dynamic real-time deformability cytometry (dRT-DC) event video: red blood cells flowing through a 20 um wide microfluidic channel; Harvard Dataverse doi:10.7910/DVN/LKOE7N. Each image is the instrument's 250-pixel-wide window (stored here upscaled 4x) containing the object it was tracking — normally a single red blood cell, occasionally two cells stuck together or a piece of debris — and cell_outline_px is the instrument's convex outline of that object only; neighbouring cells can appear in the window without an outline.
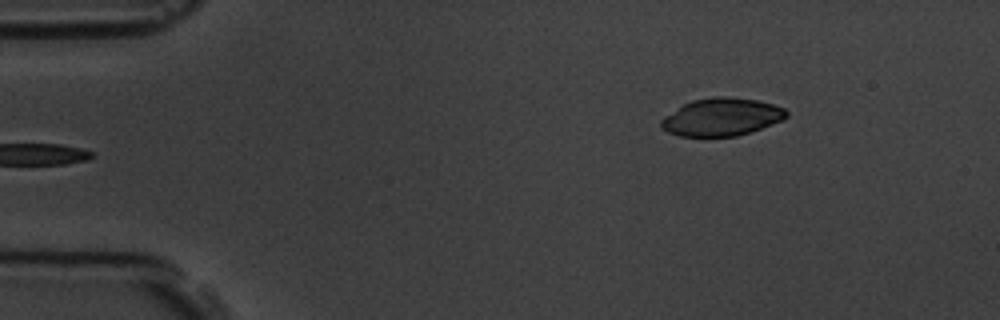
{"species": "common noctule bat (a hibernating species)", "species_latin": "Nyctalus noctula", "temperature_condition": "room temperature", "stored_images_in_passage": 5, "camera_frame_rate_fps": 3000, "um_per_image_px": 0.085, "animal": {"sex": "male", "body_mass_g": 19.5, "forearm_length_mm": 54.6}, "frame": {"image": 1, "passage_image": 5, "time_ms": 4.333, "image_size_px": [1000, 320], "cell_outline_px": [[788, 116], [784, 120], [736, 136], [680, 136], [668, 132], [660, 128], [660, 120], [664, 116], [684, 104], [692, 100], [716, 96], [728, 96], [756, 100], [772, 104], [784, 108], [788, 112]], "centroid_in_image_um": [61.32, 9.94], "position_along_channel_um": 23.7, "area_um2": 27.46}}